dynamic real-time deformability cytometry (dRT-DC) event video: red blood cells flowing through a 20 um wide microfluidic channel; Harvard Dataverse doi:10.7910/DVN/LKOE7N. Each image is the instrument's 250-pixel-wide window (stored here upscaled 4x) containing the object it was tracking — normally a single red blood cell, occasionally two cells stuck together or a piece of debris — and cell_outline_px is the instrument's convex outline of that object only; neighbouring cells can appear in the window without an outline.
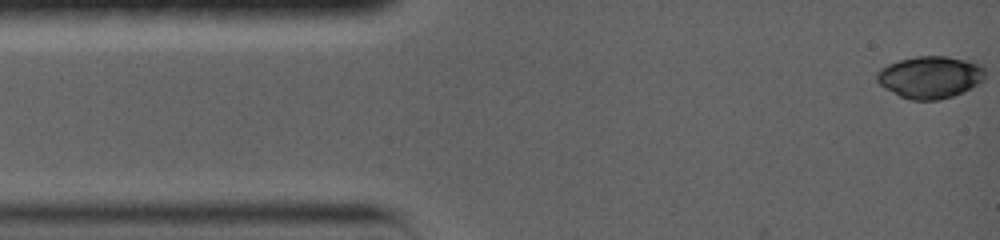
{"species": "common noctule bat (a hibernating species)", "species_latin": "Nyctalus noctula", "temperature_condition": "warm", "stored_images_in_passage": 47, "camera_frame_rate_fps": 5000, "um_per_image_px": 0.085, "animal": {"sex": "female", "body_mass_g": 19.0, "forearm_length_mm": 56.7}, "frame": {"image": 1, "passage_image": 1, "time_ms": 0.0, "image_size_px": [1000, 240], "cell_outline_px": [[984, 80], [964, 92], [952, 96], [936, 100], [912, 100], [900, 96], [880, 84], [876, 80], [876, 72], [880, 68], [888, 64], [900, 60], [916, 56], [948, 56], [980, 64], [984, 68]], "centroid_in_image_um": [79.06, 6.55], "position_along_channel_um": 5.9, "area_um2": 26.47}}
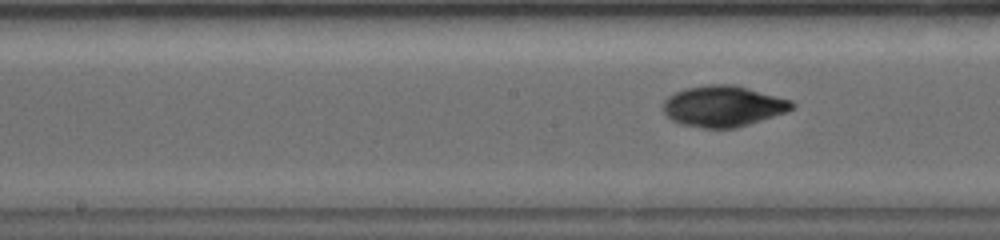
{"frame": {"image": 2, "passage_image": 27, "time_ms": 7.2, "image_size_px": [1000, 240], "cell_outline_px": [[796, 104], [788, 112], [736, 128], [704, 128], [680, 124], [672, 120], [664, 112], [664, 100], [668, 96], [684, 88], [704, 84], [732, 84], [748, 88], [792, 100]], "centroid_in_image_um": [61.48, 9.02], "position_along_channel_um": 186.7, "area_um2": 30.87}}
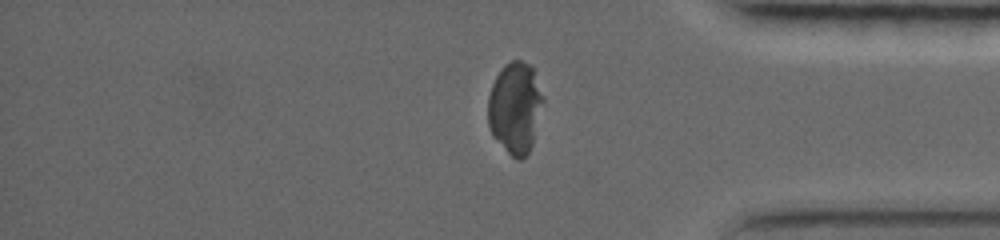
{"frame": {"image": 3, "passage_image": 47, "time_ms": 13.2, "image_size_px": [1000, 240], "cell_outline_px": [[544, 100], [532, 144], [528, 152], [520, 160], [516, 160], [492, 136], [488, 124], [488, 96], [492, 84], [496, 76], [504, 64], [512, 60], [520, 60], [528, 64], [532, 68], [544, 96]], "centroid_in_image_um": [43.78, 9.15], "position_along_channel_um": 391.4, "area_um2": 29.3}, "authors_computed_cell_mechanics": {"area_um2": 29.767, "velocity_mm_per_s": 3.6164, "shape_relaxation_time_tau1_ms": 7.9709, "shape_relaxation_time_tau2_ms": 1.3924, "deformation_change_tau1": 0.2691, "deformation_change_tau2": 0.0254}}